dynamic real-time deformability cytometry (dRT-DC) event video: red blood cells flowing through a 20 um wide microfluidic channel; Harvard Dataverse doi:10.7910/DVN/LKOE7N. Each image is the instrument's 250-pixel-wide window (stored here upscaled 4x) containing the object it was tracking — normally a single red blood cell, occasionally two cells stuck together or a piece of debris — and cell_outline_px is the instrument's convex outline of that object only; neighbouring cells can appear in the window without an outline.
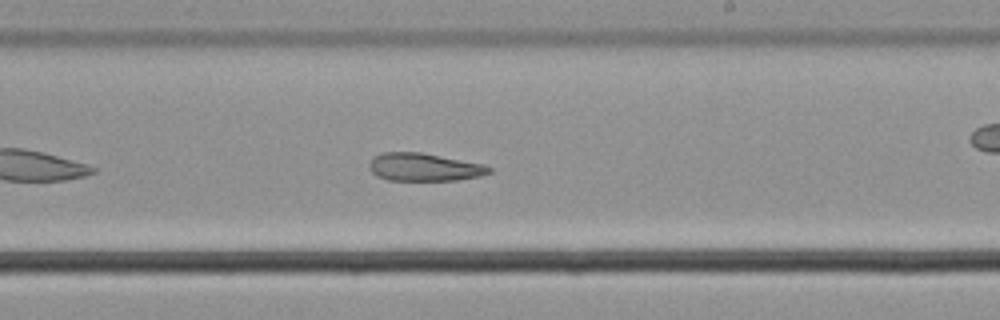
{"species": "common noctule bat (a hibernating species)", "species_latin": "Nyctalus noctula", "temperature_condition": "cold", "stored_images_in_passage": 43, "camera_frame_rate_fps": 3000, "um_per_image_px": 0.085, "animal": {"sex": "male", "body_mass_g": 21.5, "forearm_length_mm": 52.0}, "frame": {"image": 1, "passage_image": 19, "time_ms": 6.0, "image_size_px": [1000, 320], "cell_outline_px": [[492, 172], [480, 176], [456, 180], [388, 180], [376, 176], [368, 168], [368, 164], [372, 156], [380, 152], [420, 152], [484, 164], [492, 168]], "centroid_in_image_um": [36.01, 14.2], "position_along_channel_um": 253.0, "area_um2": 19.65}, "authors_computed_cell_mechanics": {"area_um2": 21.675, "velocity_mm_per_s": 3.6404, "shape_relaxation_time_tau1_ms": null, "shape_relaxation_time_tau2_ms": 8.219, "deformation_change_tau1": null, "deformation_change_tau2": 0.1692}}